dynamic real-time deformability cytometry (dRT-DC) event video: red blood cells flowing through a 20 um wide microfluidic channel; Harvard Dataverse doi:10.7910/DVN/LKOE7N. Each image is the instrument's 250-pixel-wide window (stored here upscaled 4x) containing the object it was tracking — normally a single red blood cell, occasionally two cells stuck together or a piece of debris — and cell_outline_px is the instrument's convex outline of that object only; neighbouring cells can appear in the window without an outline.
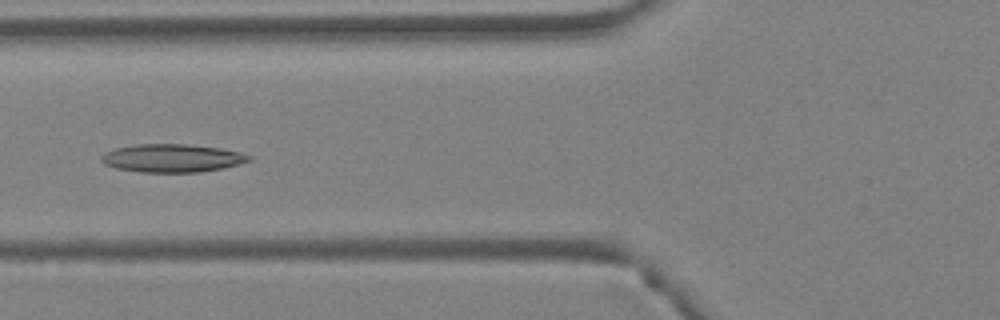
{"species": "Egyptian fruit bat (a non-hibernating species)", "species_latin": "Rousettus aegyptiacus", "temperature_condition": "warm", "stored_images_in_passage": 6, "camera_frame_rate_fps": 3000, "um_per_image_px": 0.085, "animal": {"sex": "female"}, "frame": {"image": 1, "passage_image": 6, "time_ms": 1.667, "image_size_px": [1000, 320], "cell_outline_px": [[252, 160], [240, 164], [224, 168], [200, 172], [140, 172], [116, 168], [104, 164], [100, 160], [100, 156], [104, 152], [116, 148], [136, 144], [184, 144], [220, 148], [240, 152], [252, 156]], "centroid_in_image_um": [14.63, 13.44], "position_along_channel_um": 111.2, "area_um2": 24.33}}